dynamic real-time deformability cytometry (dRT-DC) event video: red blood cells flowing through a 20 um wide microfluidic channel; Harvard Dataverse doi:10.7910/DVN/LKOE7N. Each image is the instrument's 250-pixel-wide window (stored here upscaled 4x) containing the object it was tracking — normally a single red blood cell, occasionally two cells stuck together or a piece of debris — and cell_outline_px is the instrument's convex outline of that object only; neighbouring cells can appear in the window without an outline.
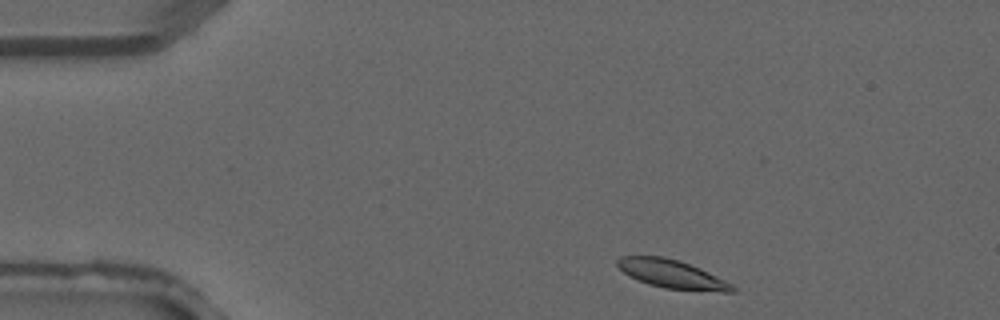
{"species": "common noctule bat (a hibernating species)", "species_latin": "Nyctalus noctula", "temperature_condition": "warm", "stored_images_in_passage": 3, "segment_of_instrument_passage": [1, 2], "camera_frame_rate_fps": 3000, "um_per_image_px": 0.085, "animal": {"sex": "male", "forearm_length_mm": 52.5}, "frame": {"image": 1, "passage_image": 1, "time_ms": 0.0, "image_size_px": [1000, 320], "cell_outline_px": [[736, 292], [724, 292], [664, 288], [648, 284], [628, 276], [616, 264], [616, 260], [620, 256], [664, 256], [680, 260], [700, 268], [732, 284], [736, 288]], "centroid_in_image_um": [57.1, 23.29], "position_along_channel_um": 27.9, "area_um2": 19.07}}